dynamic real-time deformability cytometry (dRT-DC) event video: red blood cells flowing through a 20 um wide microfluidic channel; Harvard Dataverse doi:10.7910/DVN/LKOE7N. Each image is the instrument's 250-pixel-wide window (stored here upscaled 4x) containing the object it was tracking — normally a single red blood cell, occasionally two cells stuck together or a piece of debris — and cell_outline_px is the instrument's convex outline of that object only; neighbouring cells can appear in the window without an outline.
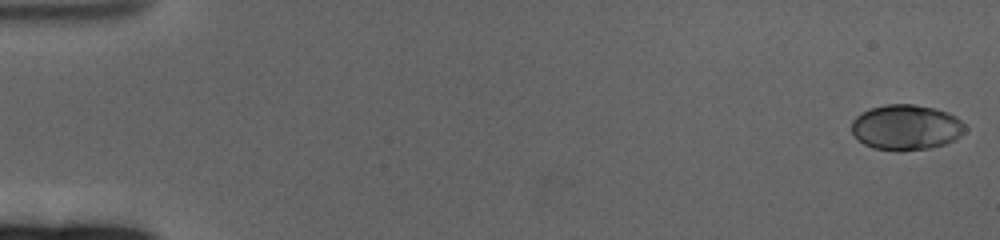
{"species": "human", "species_latin": "Homo sapiens", "temperature_condition": "cold", "stored_images_in_passage": 62, "camera_frame_rate_fps": 3000, "um_per_image_px": 0.085, "donor": {"sex": "female"}, "frame": {"image": 1, "passage_image": 1, "time_ms": 0.0, "image_size_px": [1000, 240], "cell_outline_px": [[968, 128], [956, 140], [944, 144], [928, 148], [896, 152], [872, 148], [864, 144], [852, 132], [852, 120], [860, 112], [884, 104], [912, 104], [936, 108], [948, 112], [956, 116]], "centroid_in_image_um": [77.03, 10.82], "position_along_channel_um": 8.0, "area_um2": 30.35}}
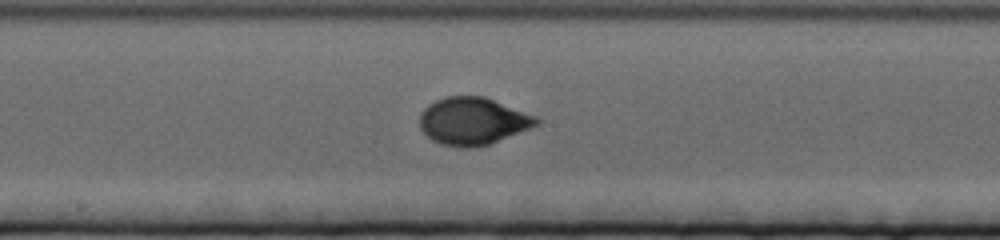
{"frame": {"image": 2, "passage_image": 34, "time_ms": 11.0, "image_size_px": [1000, 240], "cell_outline_px": [[540, 124], [488, 144], [472, 148], [464, 148], [440, 144], [432, 140], [420, 128], [420, 112], [428, 104], [444, 96], [484, 96], [536, 116], [540, 120]], "centroid_in_image_um": [40.16, 10.29], "position_along_channel_um": 208.0, "area_um2": 32.14}}
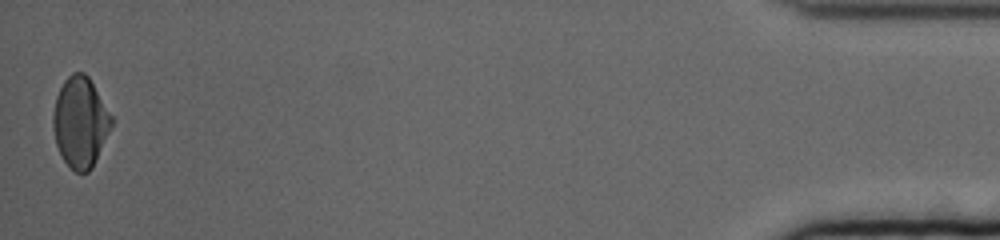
{"frame": {"image": 3, "passage_image": 62, "time_ms": 20.333, "image_size_px": [1000, 240], "cell_outline_px": [[112, 124], [92, 168], [88, 172], [76, 172], [64, 160], [56, 144], [52, 124], [52, 116], [56, 96], [64, 80], [72, 72], [84, 72], [88, 76], [112, 116]], "centroid_in_image_um": [6.81, 10.36], "position_along_channel_um": 428.4, "area_um2": 30.4}, "authors_computed_cell_mechanics": {"area_um2": 30.8074, "velocity_mm_per_s": 3.2694, "shape_relaxation_time_tau1_ms": 4.4724, "shape_relaxation_time_tau2_ms": null, "deformation_change_tau1": 0.1857, "deformation_change_tau2": null}}